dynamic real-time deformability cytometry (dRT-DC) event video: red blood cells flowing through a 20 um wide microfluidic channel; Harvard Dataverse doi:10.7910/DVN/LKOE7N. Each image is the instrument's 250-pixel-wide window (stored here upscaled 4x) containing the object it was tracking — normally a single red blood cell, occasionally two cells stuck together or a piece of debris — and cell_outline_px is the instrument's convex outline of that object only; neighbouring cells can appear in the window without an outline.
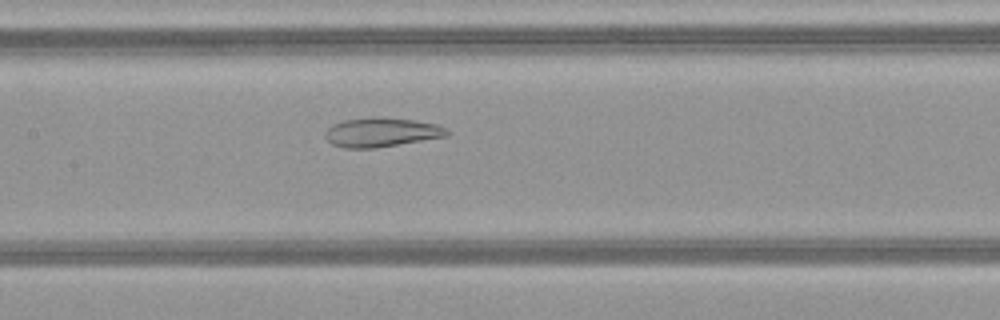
{"species": "common noctule bat (a hibernating species)", "species_latin": "Nyctalus noctula", "temperature_condition": "warm", "stored_images_in_passage": 50, "camera_frame_rate_fps": 3000, "um_per_image_px": 0.085, "animal": {"sex": "female", "body_mass_g": 21.9}, "frame": {"image": 1, "passage_image": 25, "time_ms": 8.0, "image_size_px": [1000, 320], "cell_outline_px": [[448, 136], [376, 148], [344, 148], [332, 144], [324, 136], [324, 132], [332, 124], [344, 120], [372, 116], [380, 116], [412, 120], [436, 124], [444, 128], [448, 132]], "centroid_in_image_um": [32.37, 11.24], "position_along_channel_um": 175.0, "area_um2": 20.81}}
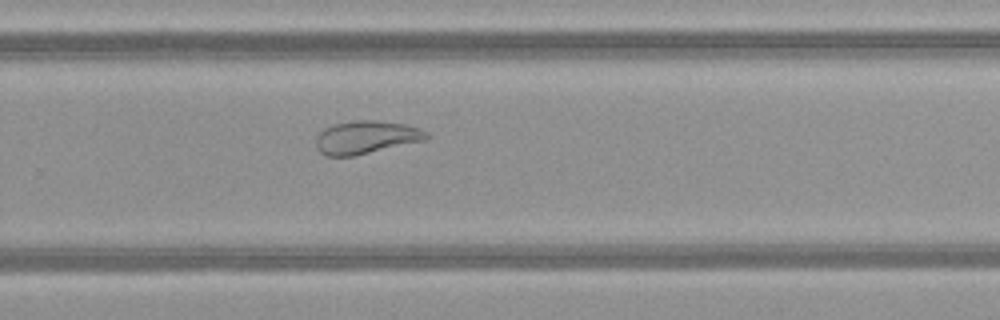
{"frame": {"image": 2, "passage_image": 34, "time_ms": 11.0, "image_size_px": [1000, 320], "cell_outline_px": [[428, 136], [424, 140], [352, 156], [324, 156], [316, 148], [316, 136], [324, 128], [336, 124], [356, 120], [376, 120], [404, 124], [420, 128], [428, 132]], "centroid_in_image_um": [31.08, 11.67], "position_along_channel_um": 298.7, "area_um2": 21.04}}
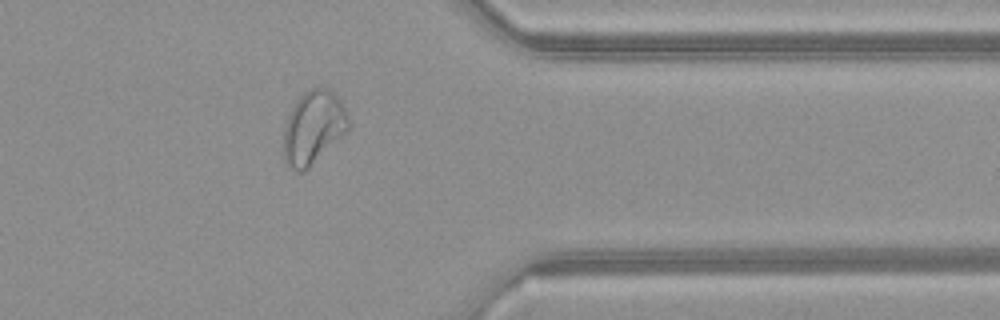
{"frame": {"image": 3, "passage_image": 41, "time_ms": 13.333, "image_size_px": [1000, 320], "cell_outline_px": [[348, 132], [304, 172], [300, 172], [288, 168], [284, 160], [284, 128], [288, 116], [292, 108], [300, 96], [304, 92], [312, 88], [328, 88], [340, 100], [348, 116]], "centroid_in_image_um": [26.63, 10.87], "position_along_channel_um": 384.8, "area_um2": 27.63}, "authors_computed_cell_mechanics": {"area_um2": 29.0445, "velocity_mm_per_s": 4.1457, "shape_relaxation_time_tau1_ms": null, "shape_relaxation_time_tau2_ms": 1.6388, "deformation_change_tau1": null, "deformation_change_tau2": 0.0919}}